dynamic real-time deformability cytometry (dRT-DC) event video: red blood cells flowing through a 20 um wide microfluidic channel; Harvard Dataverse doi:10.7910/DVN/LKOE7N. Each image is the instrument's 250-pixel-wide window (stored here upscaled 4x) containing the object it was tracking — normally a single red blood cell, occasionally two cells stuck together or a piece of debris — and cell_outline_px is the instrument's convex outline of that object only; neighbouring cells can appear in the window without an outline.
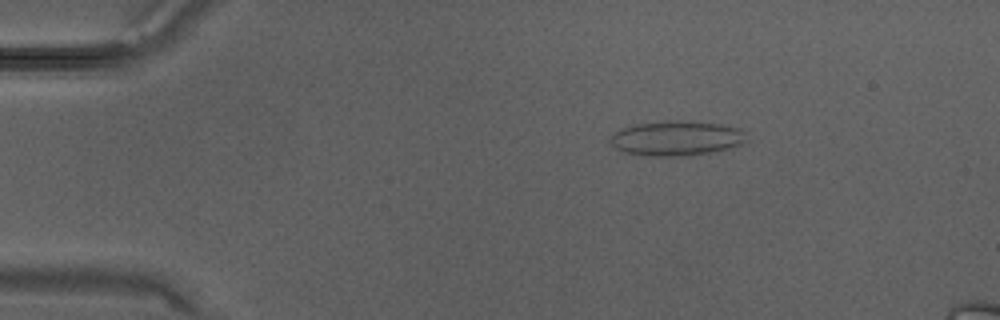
{"species": "Egyptian fruit bat (a non-hibernating species)", "species_latin": "Rousettus aegyptiacus", "temperature_condition": "warm", "stored_images_in_passage": 32, "camera_frame_rate_fps": 3000, "um_per_image_px": 0.085, "animal": {"sex": "male"}, "frame": {"image": 1, "passage_image": 6, "time_ms": 1.667, "image_size_px": [1000, 320], "cell_outline_px": [[748, 140], [740, 144], [708, 152], [688, 156], [640, 156], [624, 152], [616, 148], [608, 140], [620, 128], [636, 124], [668, 120], [680, 120], [720, 124], [740, 128], [744, 132]], "centroid_in_image_um": [57.46, 11.75], "position_along_channel_um": 27.5, "area_um2": 27.63}}
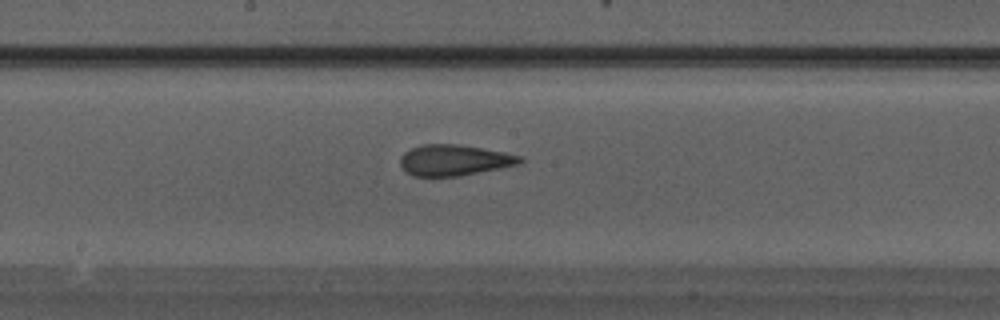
{"frame": {"image": 2, "passage_image": 18, "time_ms": 5.667, "image_size_px": [1000, 320], "cell_outline_px": [[524, 160], [520, 164], [460, 176], [412, 176], [400, 164], [400, 160], [404, 152], [412, 148], [424, 144], [456, 144], [504, 152], [520, 156]], "centroid_in_image_um": [38.62, 13.62], "position_along_channel_um": 209.6, "area_um2": 21.33}}
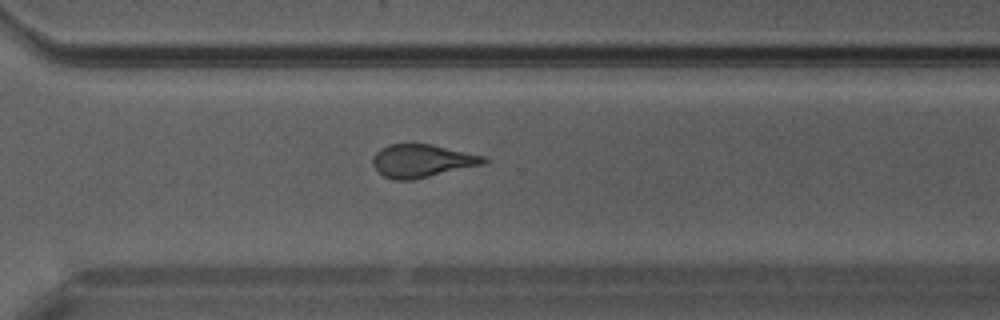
{"frame": {"image": 3, "passage_image": 24, "time_ms": 7.667, "image_size_px": [1000, 320], "cell_outline_px": [[488, 160], [484, 164], [412, 180], [396, 180], [384, 176], [376, 172], [372, 164], [372, 160], [376, 152], [380, 148], [388, 144], [432, 144], [488, 156]], "centroid_in_image_um": [35.88, 13.66], "position_along_channel_um": 334.7, "area_um2": 21.56}}